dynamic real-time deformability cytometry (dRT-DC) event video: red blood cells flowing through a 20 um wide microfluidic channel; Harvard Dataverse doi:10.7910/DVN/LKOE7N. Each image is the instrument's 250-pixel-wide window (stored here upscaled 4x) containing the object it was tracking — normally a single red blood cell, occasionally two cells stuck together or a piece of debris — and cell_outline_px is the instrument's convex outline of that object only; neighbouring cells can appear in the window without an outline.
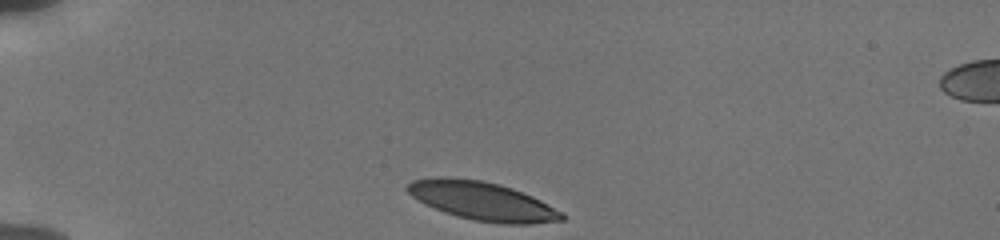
{"species": "human", "species_latin": "Homo sapiens", "temperature_condition": "cold", "stored_images_in_passage": 34, "camera_frame_rate_fps": 3000, "um_per_image_px": 0.085, "donor": {"sex": "male"}, "frame": {"image": 1, "passage_image": 1, "time_ms": 0.0, "image_size_px": [1000, 240], "cell_outline_px": [[564, 220], [532, 224], [504, 224], [472, 220], [444, 212], [424, 204], [412, 196], [404, 188], [412, 180], [436, 176], [444, 176], [480, 180], [500, 184], [512, 188], [532, 196], [564, 212]], "centroid_in_image_um": [40.99, 17.08], "position_along_channel_um": 44.0, "area_um2": 34.85}}
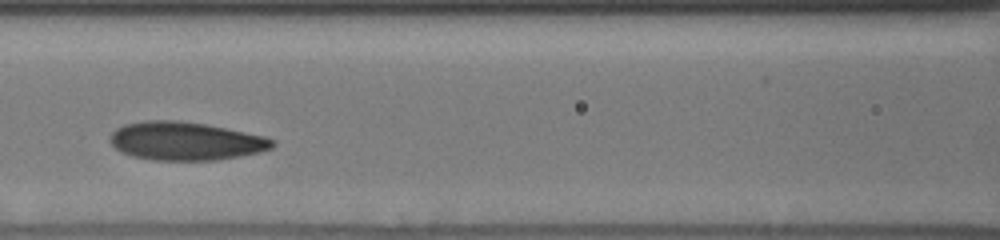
{"frame": {"image": 2, "passage_image": 13, "time_ms": 4.0, "image_size_px": [1000, 240], "cell_outline_px": [[276, 144], [272, 148], [260, 152], [240, 156], [216, 160], [156, 160], [132, 156], [116, 148], [108, 140], [108, 136], [116, 128], [124, 124], [144, 120], [176, 120], [204, 124], [264, 136], [276, 140]], "centroid_in_image_um": [15.76, 11.99], "position_along_channel_um": 150.8, "area_um2": 36.24}}
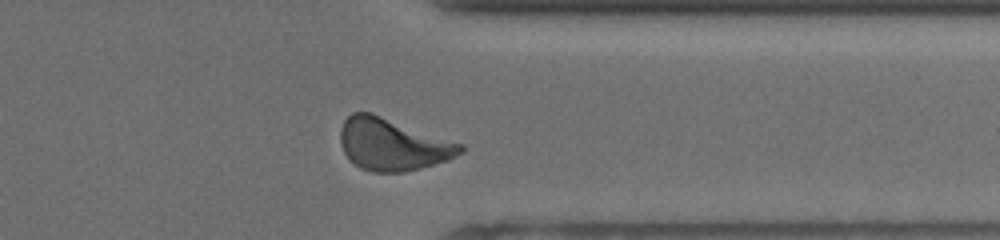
{"frame": {"image": 3, "passage_image": 31, "time_ms": 10.0, "image_size_px": [1000, 240], "cell_outline_px": [[464, 152], [448, 160], [420, 168], [400, 172], [372, 172], [360, 168], [344, 152], [340, 140], [340, 128], [344, 120], [352, 112], [372, 112], [464, 144]], "centroid_in_image_um": [33.39, 12.26], "position_along_channel_um": 378.0, "area_um2": 36.47}, "authors_computed_cell_mechanics": {"area_um2": 35.0846, "velocity_mm_per_s": 3.801, "shape_relaxation_time_tau1_ms": 3.8377, "shape_relaxation_time_tau2_ms": 1.8474, "deformation_change_tau1": 0.1308, "deformation_change_tau2": 0.0777}}